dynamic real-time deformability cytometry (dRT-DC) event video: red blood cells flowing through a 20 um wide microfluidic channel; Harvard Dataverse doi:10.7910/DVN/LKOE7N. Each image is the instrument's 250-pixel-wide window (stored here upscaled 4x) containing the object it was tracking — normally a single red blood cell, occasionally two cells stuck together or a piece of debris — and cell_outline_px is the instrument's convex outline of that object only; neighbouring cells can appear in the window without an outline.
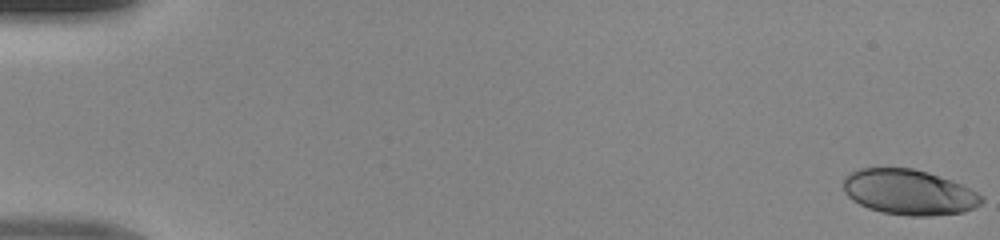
{"species": "human", "species_latin": "Homo sapiens", "temperature_condition": "room temperature", "stored_images_in_passage": 49, "camera_frame_rate_fps": 3000, "um_per_image_px": 0.085, "donor": {"sex": "male"}, "frame": {"image": 1, "passage_image": 1, "time_ms": 0.0, "image_size_px": [1000, 240], "cell_outline_px": [[984, 200], [980, 204], [964, 212], [932, 216], [908, 216], [880, 212], [868, 208], [852, 200], [844, 192], [844, 176], [860, 168], [912, 168], [928, 172], [952, 180], [984, 196]], "centroid_in_image_um": [77.26, 16.34], "position_along_channel_um": 7.7, "area_um2": 36.59}}
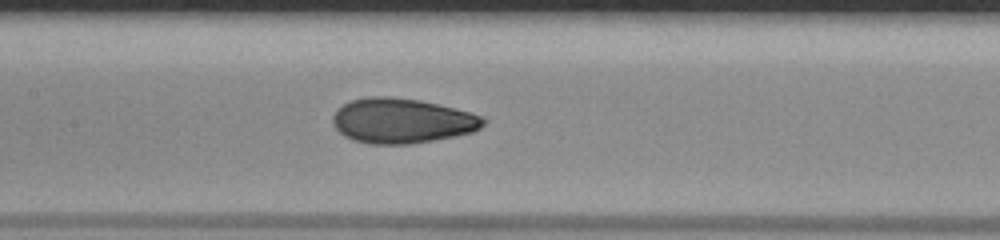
{"frame": {"image": 2, "passage_image": 25, "time_ms": 8.0, "image_size_px": [1000, 240], "cell_outline_px": [[488, 120], [480, 128], [472, 132], [412, 144], [372, 144], [352, 140], [344, 136], [332, 124], [332, 116], [336, 108], [352, 100], [368, 96], [388, 96], [420, 100], [472, 112], [484, 116]], "centroid_in_image_um": [34.16, 10.26], "position_along_channel_um": 173.2, "area_um2": 39.65}}
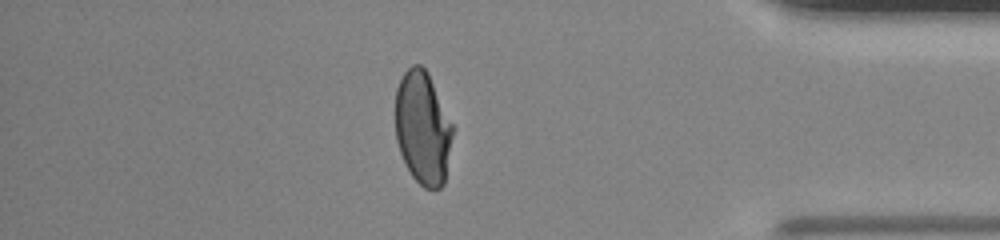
{"frame": {"image": 3, "passage_image": 43, "time_ms": 14.0, "image_size_px": [1000, 240], "cell_outline_px": [[452, 136], [444, 184], [440, 188], [424, 188], [412, 176], [400, 152], [396, 140], [396, 88], [404, 72], [412, 64], [420, 64], [428, 72], [452, 124]], "centroid_in_image_um": [35.92, 10.86], "position_along_channel_um": 399.3, "area_um2": 37.4}}